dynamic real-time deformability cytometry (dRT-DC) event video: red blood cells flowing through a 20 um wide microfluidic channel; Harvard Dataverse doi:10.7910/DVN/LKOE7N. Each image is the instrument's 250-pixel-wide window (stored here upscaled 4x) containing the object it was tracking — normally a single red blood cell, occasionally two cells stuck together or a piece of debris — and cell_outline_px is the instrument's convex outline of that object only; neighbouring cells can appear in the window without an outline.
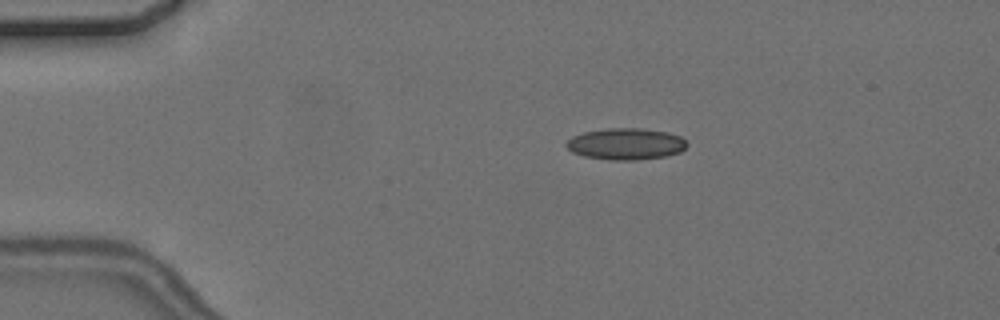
{"species": "common noctule bat (a hibernating species)", "species_latin": "Nyctalus noctula", "temperature_condition": "cold", "stored_images_in_passage": 5, "camera_frame_rate_fps": 3000, "um_per_image_px": 0.085, "animal": {"sex": "female", "body_mass_g": 24.6, "forearm_length_mm": 56.2}, "frame": {"image": 1, "passage_image": 4, "time_ms": 3.667, "image_size_px": [1000, 320], "cell_outline_px": [[688, 144], [680, 152], [664, 156], [636, 160], [612, 160], [584, 156], [572, 152], [564, 144], [572, 136], [584, 132], [608, 128], [640, 128], [668, 132], [680, 136]], "centroid_in_image_um": [53.18, 12.23], "position_along_channel_um": 31.8, "area_um2": 22.08}}